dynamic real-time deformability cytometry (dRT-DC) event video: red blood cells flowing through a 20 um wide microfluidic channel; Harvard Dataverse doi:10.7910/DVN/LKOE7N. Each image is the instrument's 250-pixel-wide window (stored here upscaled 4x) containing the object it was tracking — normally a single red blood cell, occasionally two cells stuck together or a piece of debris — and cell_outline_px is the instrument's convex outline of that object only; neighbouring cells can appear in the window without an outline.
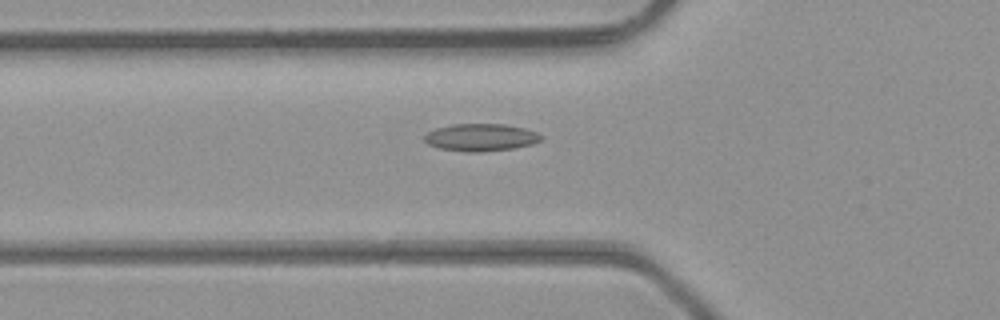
{"species": "common noctule bat (a hibernating species)", "species_latin": "Nyctalus noctula", "temperature_condition": "room temperature", "stored_images_in_passage": 31, "camera_frame_rate_fps": 3000, "um_per_image_px": 0.085, "animal": {"sex": "male", "body_mass_g": 23.1, "forearm_length_mm": 52.7}, "frame": {"image": 1, "passage_image": 3, "time_ms": 0.667, "image_size_px": [1000, 320], "cell_outline_px": [[544, 136], [540, 140], [532, 144], [512, 148], [480, 152], [464, 152], [440, 148], [428, 144], [424, 140], [424, 136], [428, 132], [436, 128], [452, 124], [504, 124], [524, 128], [536, 132]], "centroid_in_image_um": [40.86, 11.67], "position_along_channel_um": 84.9, "area_um2": 18.55}}
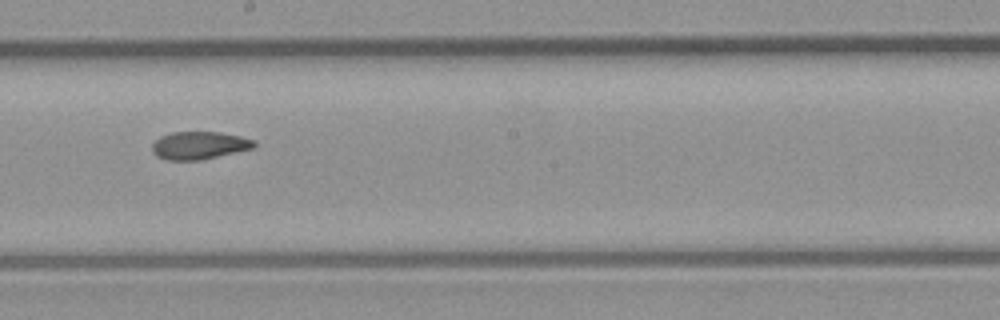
{"frame": {"image": 2, "passage_image": 13, "time_ms": 4.0, "image_size_px": [1000, 320], "cell_outline_px": [[256, 148], [200, 160], [168, 160], [156, 156], [152, 152], [152, 144], [160, 136], [172, 132], [220, 132], [240, 136], [256, 140]], "centroid_in_image_um": [16.96, 12.36], "position_along_channel_um": 231.2, "area_um2": 16.65}}
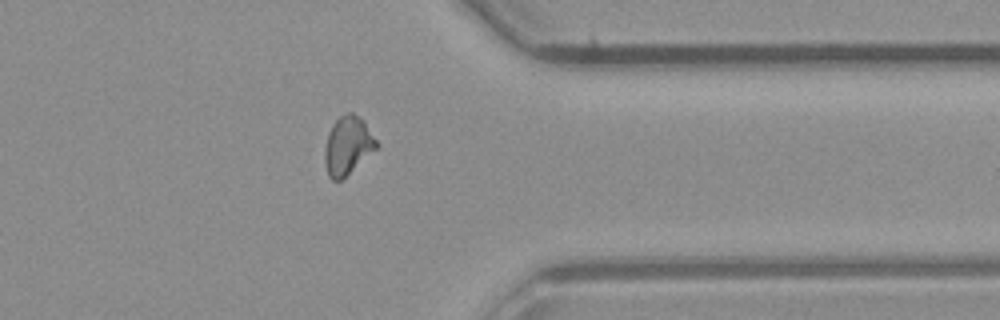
{"frame": {"image": 3, "passage_image": 24, "time_ms": 7.667, "image_size_px": [1000, 320], "cell_outline_px": [[376, 148], [340, 180], [332, 180], [328, 176], [324, 164], [324, 148], [328, 132], [332, 124], [344, 112], [352, 112], [360, 116], [364, 120], [376, 140]], "centroid_in_image_um": [29.51, 12.33], "position_along_channel_um": 381.9, "area_um2": 17.4}, "authors_computed_cell_mechanics": {"area_um2": 16.9354, "velocity_mm_per_s": 4.3546, "shape_relaxation_time_tau1_ms": null, "shape_relaxation_time_tau2_ms": 3.0861, "deformation_change_tau1": null, "deformation_change_tau2": 0.0877}}